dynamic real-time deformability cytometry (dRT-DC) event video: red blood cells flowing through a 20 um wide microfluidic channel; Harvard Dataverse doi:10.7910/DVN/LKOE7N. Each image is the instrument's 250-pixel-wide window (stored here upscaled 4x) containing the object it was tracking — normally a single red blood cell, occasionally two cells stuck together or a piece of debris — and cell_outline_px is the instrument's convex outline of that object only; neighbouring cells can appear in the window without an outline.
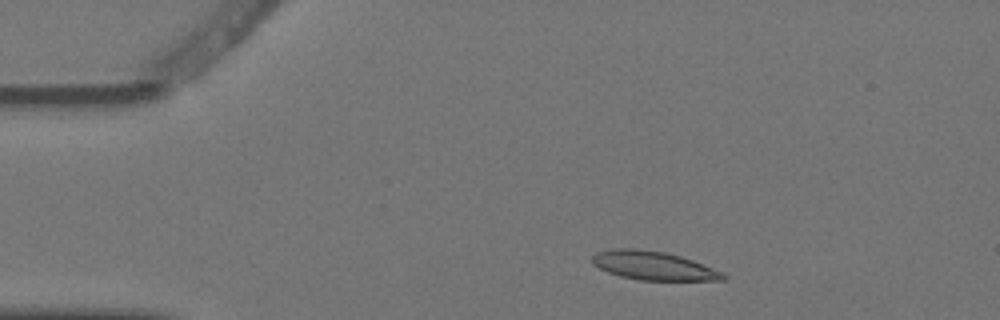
{"species": "Egyptian fruit bat (a non-hibernating species)", "species_latin": "Rousettus aegyptiacus", "temperature_condition": "warm", "stored_images_in_passage": 5, "camera_frame_rate_fps": 3000, "um_per_image_px": 0.085, "animal": {"sex": "female"}, "frame": {"image": 1, "passage_image": 2, "time_ms": 0.333, "image_size_px": [1000, 320], "cell_outline_px": [[728, 276], [724, 280], [640, 280], [620, 276], [608, 272], [592, 264], [592, 256], [596, 252], [612, 248], [636, 248], [664, 252], [680, 256], [692, 260], [724, 272]], "centroid_in_image_um": [55.53, 22.57], "position_along_channel_um": 29.5, "area_um2": 21.91}}
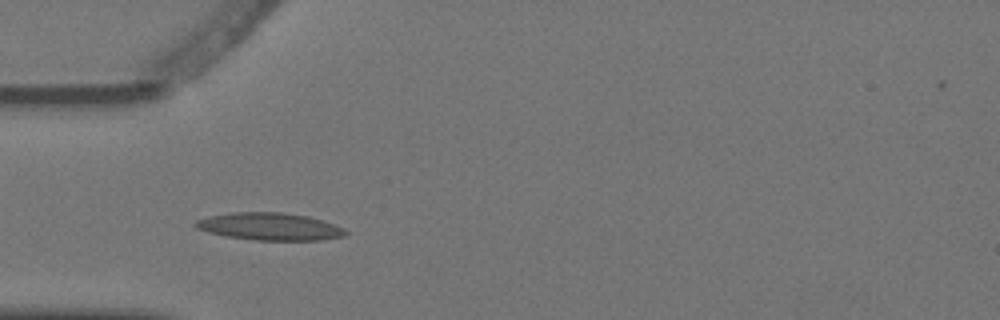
{"frame": {"image": 2, "passage_image": 4, "time_ms": 1.0, "image_size_px": [1000, 320], "cell_outline_px": [[348, 236], [324, 240], [252, 240], [224, 236], [208, 232], [196, 228], [192, 224], [196, 220], [208, 216], [232, 212], [280, 212], [308, 216], [344, 228], [348, 232]], "centroid_in_image_um": [22.91, 19.26], "position_along_channel_um": 62.1, "area_um2": 24.16}}
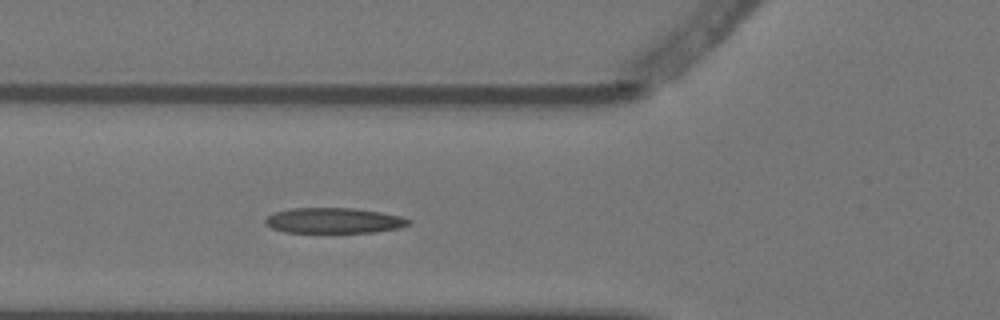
{"frame": {"image": 3, "passage_image": 5, "time_ms": 1.333, "image_size_px": [1000, 320], "cell_outline_px": [[412, 220], [408, 224], [400, 228], [376, 232], [284, 232], [272, 228], [264, 224], [264, 220], [272, 212], [288, 208], [352, 208], [380, 212], [400, 216]], "centroid_in_image_um": [28.33, 18.74], "position_along_channel_um": 97.5, "area_um2": 21.33}}